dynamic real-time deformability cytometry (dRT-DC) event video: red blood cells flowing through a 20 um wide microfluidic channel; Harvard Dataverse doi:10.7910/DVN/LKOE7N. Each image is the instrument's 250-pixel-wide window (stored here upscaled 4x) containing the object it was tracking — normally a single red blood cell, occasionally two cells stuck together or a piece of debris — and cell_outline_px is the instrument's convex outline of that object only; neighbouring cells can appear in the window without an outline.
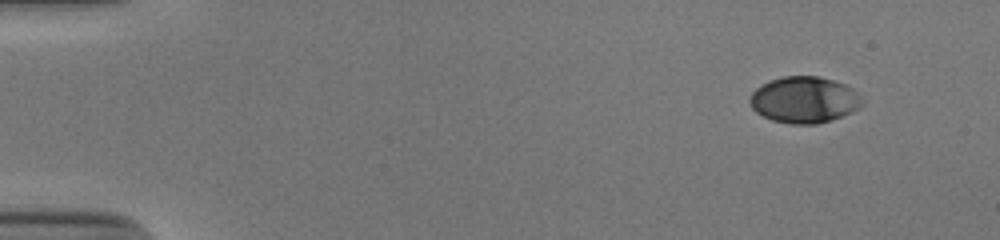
{"species": "human", "species_latin": "Homo sapiens", "temperature_condition": "cold", "stored_images_in_passage": 49, "camera_frame_rate_fps": 3000, "um_per_image_px": 0.085, "donor": {"sex": "male"}, "frame": {"image": 1, "passage_image": 1, "time_ms": 0.0, "image_size_px": [1000, 240], "cell_outline_px": [[864, 104], [860, 108], [852, 112], [832, 120], [816, 124], [792, 124], [772, 120], [756, 112], [752, 108], [748, 100], [748, 96], [760, 84], [768, 80], [780, 76], [820, 76], [848, 84], [860, 96]], "centroid_in_image_um": [68.35, 8.47], "position_along_channel_um": 16.6, "area_um2": 30.87}}
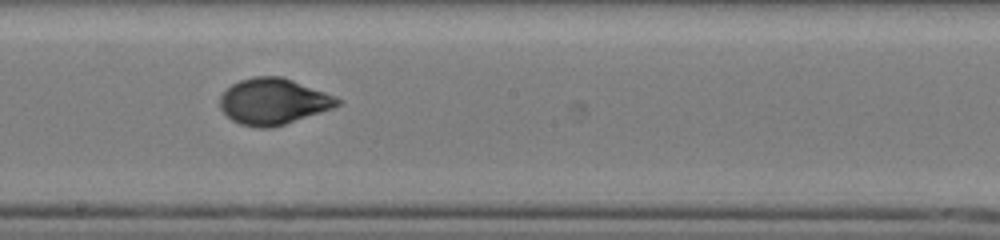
{"frame": {"image": 2, "passage_image": 27, "time_ms": 8.667, "image_size_px": [1000, 240], "cell_outline_px": [[344, 100], [340, 104], [332, 108], [272, 128], [256, 128], [240, 124], [232, 120], [220, 108], [220, 96], [232, 84], [240, 80], [252, 76], [280, 76], [292, 80], [336, 96]], "centroid_in_image_um": [23.23, 8.62], "position_along_channel_um": 225.0, "area_um2": 31.44}}
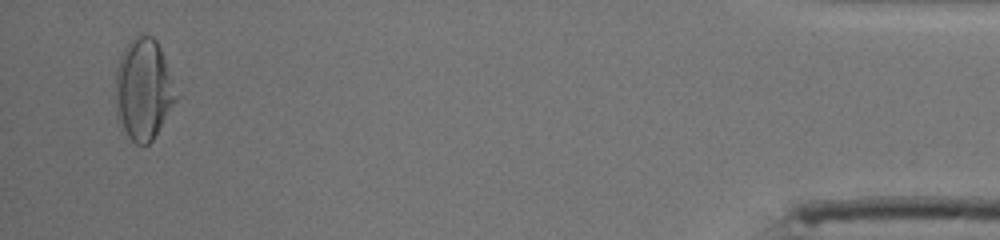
{"frame": {"image": 3, "passage_image": 48, "time_ms": 15.667, "image_size_px": [1000, 240], "cell_outline_px": [[180, 96], [152, 140], [148, 144], [136, 144], [128, 136], [116, 120], [116, 68], [120, 56], [128, 40], [140, 32], [152, 36], [156, 40], [160, 48]], "centroid_in_image_um": [12.2, 7.57], "position_along_channel_um": 423.0, "area_um2": 36.24}, "authors_computed_cell_mechanics": {"area_um2": 31.0386, "velocity_mm_per_s": 3.8795, "shape_relaxation_time_tau1_ms": 4.1572, "shape_relaxation_time_tau2_ms": 0.8076, "deformation_change_tau1": 0.1732, "deformation_change_tau2": 0.0382}}